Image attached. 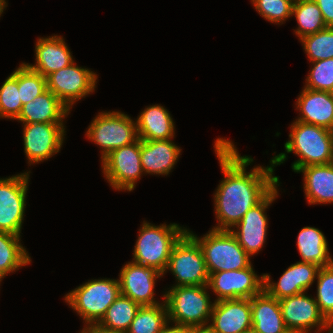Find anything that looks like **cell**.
Returning a JSON list of instances; mask_svg holds the SVG:
<instances>
[{"mask_svg":"<svg viewBox=\"0 0 333 333\" xmlns=\"http://www.w3.org/2000/svg\"><path fill=\"white\" fill-rule=\"evenodd\" d=\"M214 148L225 177L214 194L218 226L212 229L230 231L279 183V178L273 176L274 167L283 163L287 154L273 157L270 166H257L246 172L253 159L240 156L231 141L218 138Z\"/></svg>","mask_w":333,"mask_h":333,"instance_id":"cell-1","label":"cell"},{"mask_svg":"<svg viewBox=\"0 0 333 333\" xmlns=\"http://www.w3.org/2000/svg\"><path fill=\"white\" fill-rule=\"evenodd\" d=\"M289 137L285 151L301 157L292 164L294 172L304 166L333 163V131L296 120Z\"/></svg>","mask_w":333,"mask_h":333,"instance_id":"cell-2","label":"cell"},{"mask_svg":"<svg viewBox=\"0 0 333 333\" xmlns=\"http://www.w3.org/2000/svg\"><path fill=\"white\" fill-rule=\"evenodd\" d=\"M188 229L179 225H152L144 221L136 241L132 262L153 267L164 275L174 245Z\"/></svg>","mask_w":333,"mask_h":333,"instance_id":"cell-3","label":"cell"},{"mask_svg":"<svg viewBox=\"0 0 333 333\" xmlns=\"http://www.w3.org/2000/svg\"><path fill=\"white\" fill-rule=\"evenodd\" d=\"M207 285L173 286L163 295L168 320L188 327L207 326L213 304Z\"/></svg>","mask_w":333,"mask_h":333,"instance_id":"cell-4","label":"cell"},{"mask_svg":"<svg viewBox=\"0 0 333 333\" xmlns=\"http://www.w3.org/2000/svg\"><path fill=\"white\" fill-rule=\"evenodd\" d=\"M187 232L200 245L209 274L241 270L251 265L250 256L229 230L212 229L201 238Z\"/></svg>","mask_w":333,"mask_h":333,"instance_id":"cell-5","label":"cell"},{"mask_svg":"<svg viewBox=\"0 0 333 333\" xmlns=\"http://www.w3.org/2000/svg\"><path fill=\"white\" fill-rule=\"evenodd\" d=\"M120 294L118 279H95L70 291L65 302L89 325L99 323Z\"/></svg>","mask_w":333,"mask_h":333,"instance_id":"cell-6","label":"cell"},{"mask_svg":"<svg viewBox=\"0 0 333 333\" xmlns=\"http://www.w3.org/2000/svg\"><path fill=\"white\" fill-rule=\"evenodd\" d=\"M86 136L102 148V160L115 149L138 139L136 122L117 111L99 113L91 122Z\"/></svg>","mask_w":333,"mask_h":333,"instance_id":"cell-7","label":"cell"},{"mask_svg":"<svg viewBox=\"0 0 333 333\" xmlns=\"http://www.w3.org/2000/svg\"><path fill=\"white\" fill-rule=\"evenodd\" d=\"M175 275L174 286L207 285L209 273L202 249L198 242L186 232L174 245L166 271Z\"/></svg>","mask_w":333,"mask_h":333,"instance_id":"cell-8","label":"cell"},{"mask_svg":"<svg viewBox=\"0 0 333 333\" xmlns=\"http://www.w3.org/2000/svg\"><path fill=\"white\" fill-rule=\"evenodd\" d=\"M103 173L116 190L132 191L143 173L140 139L112 151L102 160Z\"/></svg>","mask_w":333,"mask_h":333,"instance_id":"cell-9","label":"cell"},{"mask_svg":"<svg viewBox=\"0 0 333 333\" xmlns=\"http://www.w3.org/2000/svg\"><path fill=\"white\" fill-rule=\"evenodd\" d=\"M30 172L0 179V232L21 236Z\"/></svg>","mask_w":333,"mask_h":333,"instance_id":"cell-10","label":"cell"},{"mask_svg":"<svg viewBox=\"0 0 333 333\" xmlns=\"http://www.w3.org/2000/svg\"><path fill=\"white\" fill-rule=\"evenodd\" d=\"M97 75L74 62L46 77L47 89L58 97L69 109L75 101L93 93Z\"/></svg>","mask_w":333,"mask_h":333,"instance_id":"cell-11","label":"cell"},{"mask_svg":"<svg viewBox=\"0 0 333 333\" xmlns=\"http://www.w3.org/2000/svg\"><path fill=\"white\" fill-rule=\"evenodd\" d=\"M261 276L258 277L250 265L241 270L209 274L207 286L217 294L216 302L230 299H251L264 290V275Z\"/></svg>","mask_w":333,"mask_h":333,"instance_id":"cell-12","label":"cell"},{"mask_svg":"<svg viewBox=\"0 0 333 333\" xmlns=\"http://www.w3.org/2000/svg\"><path fill=\"white\" fill-rule=\"evenodd\" d=\"M305 294L279 300L286 328L290 333H309L314 327H318V332L330 329L331 323L321 313L315 298Z\"/></svg>","mask_w":333,"mask_h":333,"instance_id":"cell-13","label":"cell"},{"mask_svg":"<svg viewBox=\"0 0 333 333\" xmlns=\"http://www.w3.org/2000/svg\"><path fill=\"white\" fill-rule=\"evenodd\" d=\"M278 186L279 184L243 216L242 220L234 226L237 228L236 231L235 229L230 230L250 257L258 253L265 243L268 228L265 211L278 196Z\"/></svg>","mask_w":333,"mask_h":333,"instance_id":"cell-14","label":"cell"},{"mask_svg":"<svg viewBox=\"0 0 333 333\" xmlns=\"http://www.w3.org/2000/svg\"><path fill=\"white\" fill-rule=\"evenodd\" d=\"M24 151L29 163L49 159L60 151L64 141L63 123L23 124Z\"/></svg>","mask_w":333,"mask_h":333,"instance_id":"cell-15","label":"cell"},{"mask_svg":"<svg viewBox=\"0 0 333 333\" xmlns=\"http://www.w3.org/2000/svg\"><path fill=\"white\" fill-rule=\"evenodd\" d=\"M162 275L153 267L128 262L121 269L118 279L121 295L140 306L160 304L154 298V287L156 278Z\"/></svg>","mask_w":333,"mask_h":333,"instance_id":"cell-16","label":"cell"},{"mask_svg":"<svg viewBox=\"0 0 333 333\" xmlns=\"http://www.w3.org/2000/svg\"><path fill=\"white\" fill-rule=\"evenodd\" d=\"M210 318L214 333H242L252 328L251 299L214 301Z\"/></svg>","mask_w":333,"mask_h":333,"instance_id":"cell-17","label":"cell"},{"mask_svg":"<svg viewBox=\"0 0 333 333\" xmlns=\"http://www.w3.org/2000/svg\"><path fill=\"white\" fill-rule=\"evenodd\" d=\"M320 268L316 264L299 261L289 266L277 283L271 282L269 274H263L264 290L278 300L306 292Z\"/></svg>","mask_w":333,"mask_h":333,"instance_id":"cell-18","label":"cell"},{"mask_svg":"<svg viewBox=\"0 0 333 333\" xmlns=\"http://www.w3.org/2000/svg\"><path fill=\"white\" fill-rule=\"evenodd\" d=\"M297 121L333 131V93L304 88L296 101Z\"/></svg>","mask_w":333,"mask_h":333,"instance_id":"cell-19","label":"cell"},{"mask_svg":"<svg viewBox=\"0 0 333 333\" xmlns=\"http://www.w3.org/2000/svg\"><path fill=\"white\" fill-rule=\"evenodd\" d=\"M36 63L26 65L45 78L74 62L68 46L62 36L38 38L35 45Z\"/></svg>","mask_w":333,"mask_h":333,"instance_id":"cell-20","label":"cell"},{"mask_svg":"<svg viewBox=\"0 0 333 333\" xmlns=\"http://www.w3.org/2000/svg\"><path fill=\"white\" fill-rule=\"evenodd\" d=\"M181 149L168 140H141L140 156L143 172L168 175L178 160Z\"/></svg>","mask_w":333,"mask_h":333,"instance_id":"cell-21","label":"cell"},{"mask_svg":"<svg viewBox=\"0 0 333 333\" xmlns=\"http://www.w3.org/2000/svg\"><path fill=\"white\" fill-rule=\"evenodd\" d=\"M70 109L49 89H46L33 101L24 104L16 120L23 124L30 123H63Z\"/></svg>","mask_w":333,"mask_h":333,"instance_id":"cell-22","label":"cell"},{"mask_svg":"<svg viewBox=\"0 0 333 333\" xmlns=\"http://www.w3.org/2000/svg\"><path fill=\"white\" fill-rule=\"evenodd\" d=\"M252 328L259 333H290L281 313L280 302L265 290L251 298Z\"/></svg>","mask_w":333,"mask_h":333,"instance_id":"cell-23","label":"cell"},{"mask_svg":"<svg viewBox=\"0 0 333 333\" xmlns=\"http://www.w3.org/2000/svg\"><path fill=\"white\" fill-rule=\"evenodd\" d=\"M298 172L304 175V193L308 203H333V163L304 166Z\"/></svg>","mask_w":333,"mask_h":333,"instance_id":"cell-24","label":"cell"},{"mask_svg":"<svg viewBox=\"0 0 333 333\" xmlns=\"http://www.w3.org/2000/svg\"><path fill=\"white\" fill-rule=\"evenodd\" d=\"M169 111L161 105L145 108L136 120L141 140H168L174 137V122Z\"/></svg>","mask_w":333,"mask_h":333,"instance_id":"cell-25","label":"cell"},{"mask_svg":"<svg viewBox=\"0 0 333 333\" xmlns=\"http://www.w3.org/2000/svg\"><path fill=\"white\" fill-rule=\"evenodd\" d=\"M297 246L301 262H309L319 267L329 266L333 259L329 255L328 244L322 231L314 227H304L298 234Z\"/></svg>","mask_w":333,"mask_h":333,"instance_id":"cell-26","label":"cell"},{"mask_svg":"<svg viewBox=\"0 0 333 333\" xmlns=\"http://www.w3.org/2000/svg\"><path fill=\"white\" fill-rule=\"evenodd\" d=\"M20 239V236L15 234L0 232V282L8 273L31 262Z\"/></svg>","mask_w":333,"mask_h":333,"instance_id":"cell-27","label":"cell"},{"mask_svg":"<svg viewBox=\"0 0 333 333\" xmlns=\"http://www.w3.org/2000/svg\"><path fill=\"white\" fill-rule=\"evenodd\" d=\"M140 307L130 298L120 294L98 324L108 329L127 332Z\"/></svg>","mask_w":333,"mask_h":333,"instance_id":"cell-28","label":"cell"},{"mask_svg":"<svg viewBox=\"0 0 333 333\" xmlns=\"http://www.w3.org/2000/svg\"><path fill=\"white\" fill-rule=\"evenodd\" d=\"M293 15L298 22V28L294 32L299 39L327 28L321 10L314 0H295Z\"/></svg>","mask_w":333,"mask_h":333,"instance_id":"cell-29","label":"cell"},{"mask_svg":"<svg viewBox=\"0 0 333 333\" xmlns=\"http://www.w3.org/2000/svg\"><path fill=\"white\" fill-rule=\"evenodd\" d=\"M163 302L151 306H141L127 333H160L169 321L168 309L165 301Z\"/></svg>","mask_w":333,"mask_h":333,"instance_id":"cell-30","label":"cell"},{"mask_svg":"<svg viewBox=\"0 0 333 333\" xmlns=\"http://www.w3.org/2000/svg\"><path fill=\"white\" fill-rule=\"evenodd\" d=\"M300 41L311 62L333 58V27L307 35Z\"/></svg>","mask_w":333,"mask_h":333,"instance_id":"cell-31","label":"cell"},{"mask_svg":"<svg viewBox=\"0 0 333 333\" xmlns=\"http://www.w3.org/2000/svg\"><path fill=\"white\" fill-rule=\"evenodd\" d=\"M22 102L18 92V68L8 76L0 88V117L16 119L21 110Z\"/></svg>","mask_w":333,"mask_h":333,"instance_id":"cell-32","label":"cell"},{"mask_svg":"<svg viewBox=\"0 0 333 333\" xmlns=\"http://www.w3.org/2000/svg\"><path fill=\"white\" fill-rule=\"evenodd\" d=\"M46 89V78L22 63L18 68V92L22 105L33 101Z\"/></svg>","mask_w":333,"mask_h":333,"instance_id":"cell-33","label":"cell"},{"mask_svg":"<svg viewBox=\"0 0 333 333\" xmlns=\"http://www.w3.org/2000/svg\"><path fill=\"white\" fill-rule=\"evenodd\" d=\"M317 296L315 298L321 313L333 323V263L321 267L317 274Z\"/></svg>","mask_w":333,"mask_h":333,"instance_id":"cell-34","label":"cell"},{"mask_svg":"<svg viewBox=\"0 0 333 333\" xmlns=\"http://www.w3.org/2000/svg\"><path fill=\"white\" fill-rule=\"evenodd\" d=\"M304 88L333 93V58L312 62Z\"/></svg>","mask_w":333,"mask_h":333,"instance_id":"cell-35","label":"cell"},{"mask_svg":"<svg viewBox=\"0 0 333 333\" xmlns=\"http://www.w3.org/2000/svg\"><path fill=\"white\" fill-rule=\"evenodd\" d=\"M258 13L272 23H282L292 16L295 0H251Z\"/></svg>","mask_w":333,"mask_h":333,"instance_id":"cell-36","label":"cell"},{"mask_svg":"<svg viewBox=\"0 0 333 333\" xmlns=\"http://www.w3.org/2000/svg\"><path fill=\"white\" fill-rule=\"evenodd\" d=\"M321 10L327 27H333V0H314Z\"/></svg>","mask_w":333,"mask_h":333,"instance_id":"cell-37","label":"cell"},{"mask_svg":"<svg viewBox=\"0 0 333 333\" xmlns=\"http://www.w3.org/2000/svg\"><path fill=\"white\" fill-rule=\"evenodd\" d=\"M81 333H127V332L108 329L101 326L98 323H95V324L86 325V327H84Z\"/></svg>","mask_w":333,"mask_h":333,"instance_id":"cell-38","label":"cell"},{"mask_svg":"<svg viewBox=\"0 0 333 333\" xmlns=\"http://www.w3.org/2000/svg\"><path fill=\"white\" fill-rule=\"evenodd\" d=\"M169 322L170 321L164 325L160 333H188V326L174 323L175 325H173V327H169Z\"/></svg>","mask_w":333,"mask_h":333,"instance_id":"cell-39","label":"cell"},{"mask_svg":"<svg viewBox=\"0 0 333 333\" xmlns=\"http://www.w3.org/2000/svg\"><path fill=\"white\" fill-rule=\"evenodd\" d=\"M188 333H214V332L207 325V326L188 327Z\"/></svg>","mask_w":333,"mask_h":333,"instance_id":"cell-40","label":"cell"},{"mask_svg":"<svg viewBox=\"0 0 333 333\" xmlns=\"http://www.w3.org/2000/svg\"><path fill=\"white\" fill-rule=\"evenodd\" d=\"M6 6H7L6 1L0 0V16L3 13V10L5 9Z\"/></svg>","mask_w":333,"mask_h":333,"instance_id":"cell-41","label":"cell"},{"mask_svg":"<svg viewBox=\"0 0 333 333\" xmlns=\"http://www.w3.org/2000/svg\"><path fill=\"white\" fill-rule=\"evenodd\" d=\"M242 333H259V332L255 331L253 328H250Z\"/></svg>","mask_w":333,"mask_h":333,"instance_id":"cell-42","label":"cell"},{"mask_svg":"<svg viewBox=\"0 0 333 333\" xmlns=\"http://www.w3.org/2000/svg\"><path fill=\"white\" fill-rule=\"evenodd\" d=\"M328 333H333V323H331L330 329L328 330Z\"/></svg>","mask_w":333,"mask_h":333,"instance_id":"cell-43","label":"cell"}]
</instances>
